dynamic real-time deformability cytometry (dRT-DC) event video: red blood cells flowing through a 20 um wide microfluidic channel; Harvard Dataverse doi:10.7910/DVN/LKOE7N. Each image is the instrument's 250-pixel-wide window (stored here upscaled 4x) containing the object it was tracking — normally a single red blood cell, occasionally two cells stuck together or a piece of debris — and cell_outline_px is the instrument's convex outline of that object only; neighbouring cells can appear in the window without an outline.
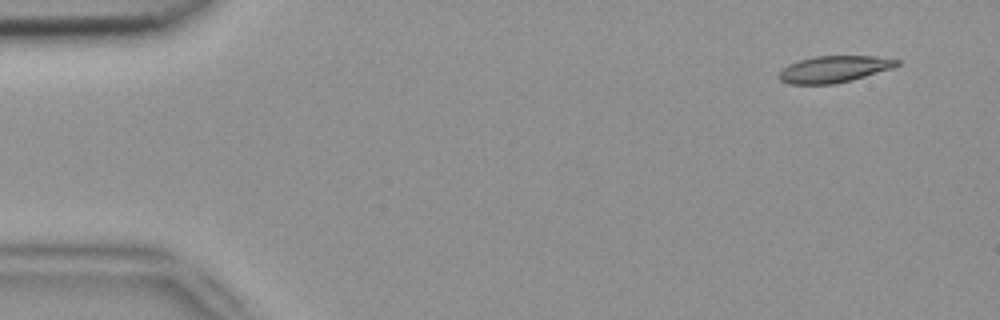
{"species": "common noctule bat (a hibernating species)", "species_latin": "Nyctalus noctula", "temperature_condition": "room temperature", "stored_images_in_passage": 9, "camera_frame_rate_fps": 3000, "um_per_image_px": 0.085, "animal": {"sex": "female", "body_mass_g": 18.4}, "frame": {"image": 1, "passage_image": 1, "time_ms": 0.0, "image_size_px": [1000, 320], "cell_outline_px": [[900, 64], [892, 68], [852, 80], [832, 84], [788, 84], [780, 80], [780, 72], [788, 64], [800, 60], [816, 56], [876, 56], [900, 60]], "centroid_in_image_um": [70.91, 5.87], "position_along_channel_um": 14.1, "area_um2": 18.15}}